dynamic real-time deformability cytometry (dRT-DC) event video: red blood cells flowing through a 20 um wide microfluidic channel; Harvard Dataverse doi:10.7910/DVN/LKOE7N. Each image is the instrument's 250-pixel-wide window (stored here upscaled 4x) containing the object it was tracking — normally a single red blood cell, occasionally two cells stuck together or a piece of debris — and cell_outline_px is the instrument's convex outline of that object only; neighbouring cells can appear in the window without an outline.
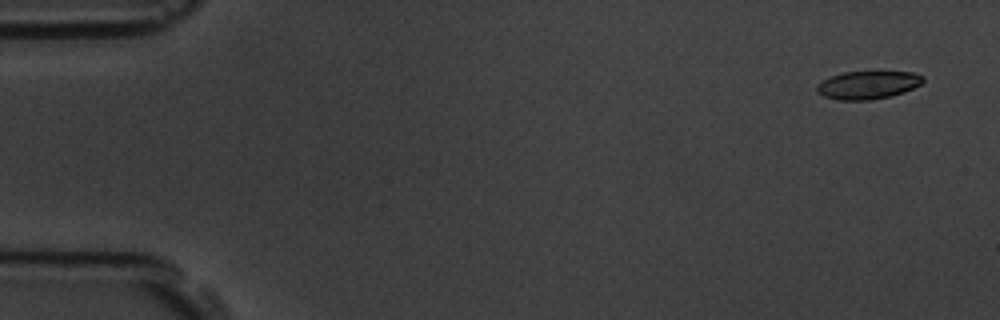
{"species": "common noctule bat (a hibernating species)", "species_latin": "Nyctalus noctula", "temperature_condition": "room temperature", "stored_images_in_passage": 5, "camera_frame_rate_fps": 3000, "um_per_image_px": 0.085, "animal": {"sex": "male", "body_mass_g": 19.5, "forearm_length_mm": 54.6}, "frame": {"image": 1, "passage_image": 1, "time_ms": 0.0, "image_size_px": [1000, 320], "cell_outline_px": [[924, 80], [920, 84], [904, 92], [892, 96], [868, 100], [836, 100], [824, 96], [816, 92], [816, 84], [832, 76], [844, 72], [912, 72], [924, 76]], "centroid_in_image_um": [73.75, 7.23], "position_along_channel_um": 11.2, "area_um2": 17.28}}